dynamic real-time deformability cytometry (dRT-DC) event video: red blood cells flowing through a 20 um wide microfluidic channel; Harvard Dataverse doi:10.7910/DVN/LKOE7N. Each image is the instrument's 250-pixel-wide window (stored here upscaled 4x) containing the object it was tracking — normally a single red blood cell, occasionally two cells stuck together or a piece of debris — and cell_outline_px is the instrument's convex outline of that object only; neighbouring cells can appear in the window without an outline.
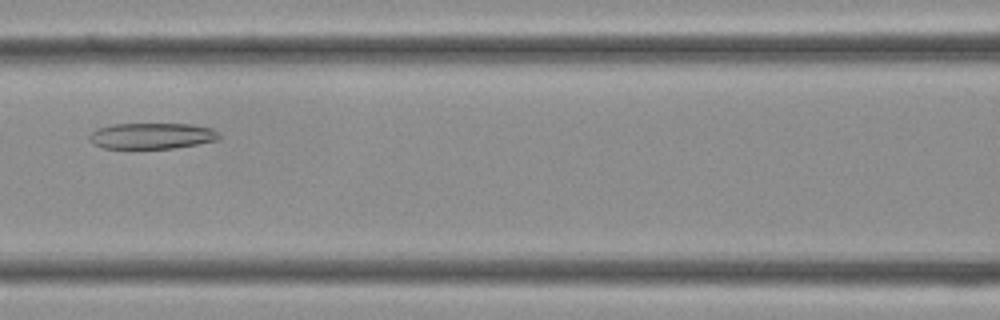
{"species": "Egyptian fruit bat (a non-hibernating species)", "species_latin": "Rousettus aegyptiacus", "temperature_condition": "cold", "stored_images_in_passage": 33, "camera_frame_rate_fps": 3000, "um_per_image_px": 0.085, "frame": {"image": 1, "passage_image": 13, "time_ms": 4.0, "image_size_px": [1000, 320], "cell_outline_px": [[220, 136], [216, 140], [196, 144], [172, 148], [104, 148], [92, 144], [88, 136], [96, 128], [112, 124], [192, 124], [212, 128]], "centroid_in_image_um": [12.85, 11.54], "position_along_channel_um": 153.7, "area_um2": 19.54}}
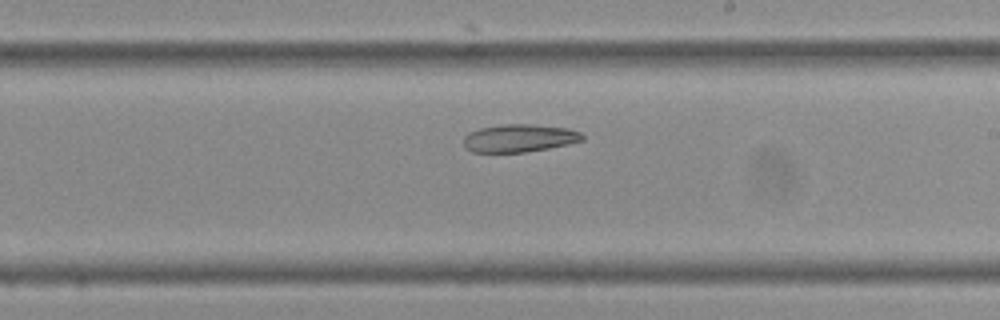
{"frame": {"image": 2, "passage_image": 18, "time_ms": 5.667, "image_size_px": [1000, 320], "cell_outline_px": [[584, 140], [568, 144], [548, 148], [524, 152], [472, 152], [464, 148], [464, 136], [468, 132], [480, 128], [500, 124], [532, 124], [568, 128], [580, 132], [584, 136]], "centroid_in_image_um": [44.12, 11.73], "position_along_channel_um": 244.9, "area_um2": 19.36}}
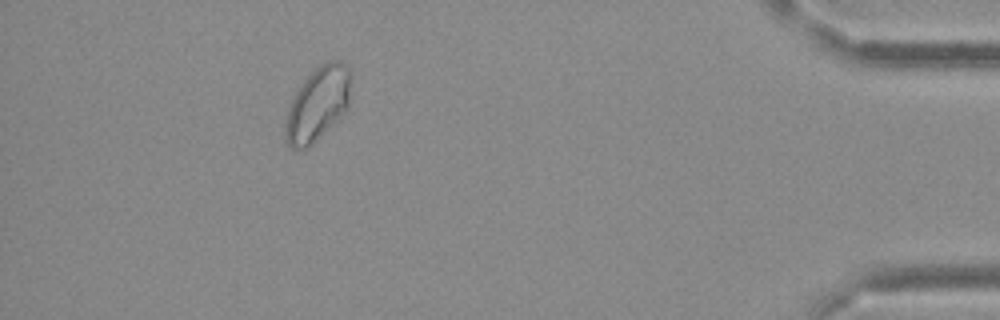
{"frame": {"image": 3, "passage_image": 30, "time_ms": 9.667, "image_size_px": [1000, 320], "cell_outline_px": [[352, 76], [348, 108], [340, 116], [304, 148], [292, 148], [284, 140], [284, 124], [288, 108], [300, 84], [320, 64], [328, 60], [340, 60], [348, 64], [352, 72]], "centroid_in_image_um": [27.02, 8.75], "position_along_channel_um": 408.2, "area_um2": 27.92}}